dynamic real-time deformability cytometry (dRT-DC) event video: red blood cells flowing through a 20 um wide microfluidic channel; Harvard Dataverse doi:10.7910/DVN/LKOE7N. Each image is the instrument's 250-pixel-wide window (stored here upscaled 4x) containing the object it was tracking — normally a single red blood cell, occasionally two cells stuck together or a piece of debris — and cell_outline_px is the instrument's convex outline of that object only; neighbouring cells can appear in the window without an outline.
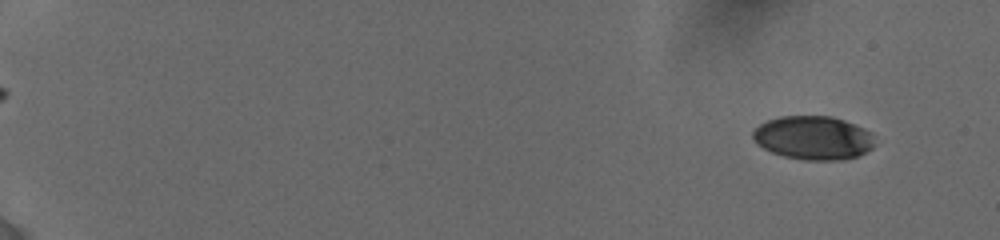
{"species": "human", "species_latin": "Homo sapiens", "temperature_condition": "cold", "stored_images_in_passage": 18, "camera_frame_rate_fps": 3000, "um_per_image_px": 0.085, "donor": {"sex": "female"}, "frame": {"image": 1, "passage_image": 1, "time_ms": 0.0, "image_size_px": [1000, 240], "cell_outline_px": [[876, 144], [872, 148], [856, 156], [844, 160], [804, 160], [784, 156], [772, 152], [756, 144], [752, 136], [752, 132], [760, 124], [768, 120], [780, 116], [832, 116], [844, 120], [864, 128], [872, 132]], "centroid_in_image_um": [69.14, 11.71], "position_along_channel_um": 15.9, "area_um2": 31.15}}
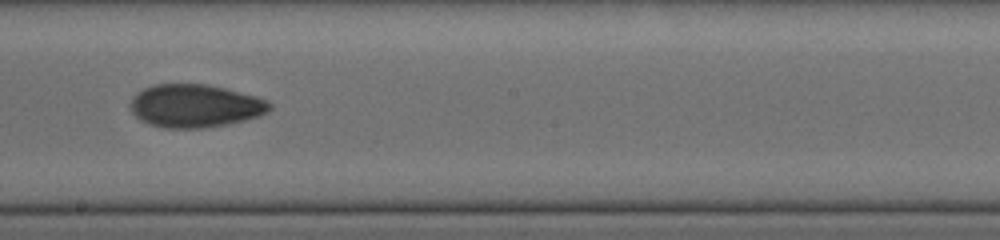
{"frame": {"image": 2, "passage_image": 11, "time_ms": 10.333, "image_size_px": [1000, 240], "cell_outline_px": [[272, 108], [256, 116], [228, 124], [200, 128], [168, 128], [148, 124], [140, 120], [132, 112], [128, 104], [132, 96], [136, 92], [152, 84], [204, 84], [224, 88], [256, 96], [272, 104]], "centroid_in_image_um": [16.5, 8.99], "position_along_channel_um": 231.7, "area_um2": 34.8}}
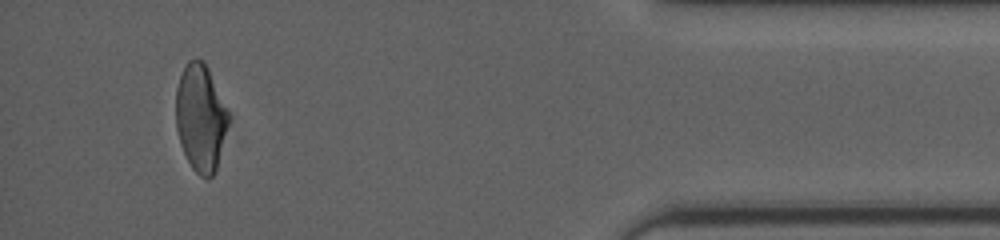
{"frame": {"image": 3, "passage_image": 17, "time_ms": 16.333, "image_size_px": [1000, 240], "cell_outline_px": [[228, 124], [216, 172], [208, 180], [200, 176], [192, 168], [180, 144], [176, 128], [176, 88], [180, 76], [188, 60], [196, 56], [204, 60], [208, 68], [228, 112]], "centroid_in_image_um": [17.04, 10.01], "position_along_channel_um": 418.2, "area_um2": 32.83}, "authors_computed_cell_mechanics": {"area_um2": 33.4951, "velocity_mm_per_s": 3.8504, "shape_relaxation_time_tau1_ms": 7.7621, "shape_relaxation_time_tau2_ms": 2.6935, "deformation_change_tau1": 0.1643, "deformation_change_tau2": 0.0709}}